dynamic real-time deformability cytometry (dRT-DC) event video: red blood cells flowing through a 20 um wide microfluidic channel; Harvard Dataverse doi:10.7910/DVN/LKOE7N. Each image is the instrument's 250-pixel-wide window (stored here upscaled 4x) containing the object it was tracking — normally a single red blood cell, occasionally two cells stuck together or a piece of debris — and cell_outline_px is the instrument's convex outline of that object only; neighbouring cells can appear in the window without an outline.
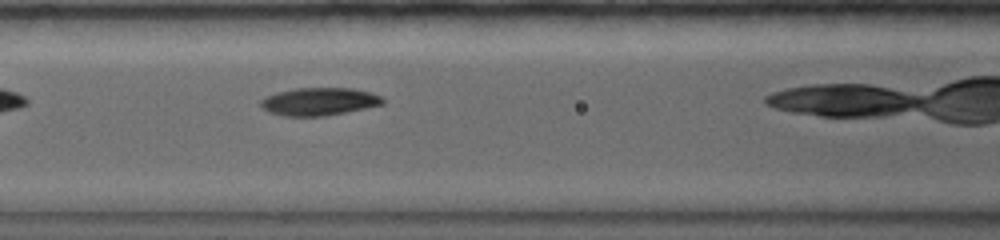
{"species": "common noctule bat (a hibernating species)", "species_latin": "Nyctalus noctula", "temperature_condition": "warm", "stored_images_in_passage": 21, "camera_frame_rate_fps": 5000, "um_per_image_px": 0.085, "animal": {"sex": "female", "body_mass_g": 19.0, "forearm_length_mm": 56.7}, "frame": {"image": 1, "passage_image": 4, "time_ms": 1.6, "image_size_px": [1000, 240], "cell_outline_px": [[384, 104], [324, 116], [284, 116], [268, 112], [260, 104], [260, 100], [264, 96], [276, 92], [296, 88], [352, 88], [372, 92], [380, 96], [384, 100]], "centroid_in_image_um": [27.1, 8.62], "position_along_channel_um": 139.5, "area_um2": 19.77}}
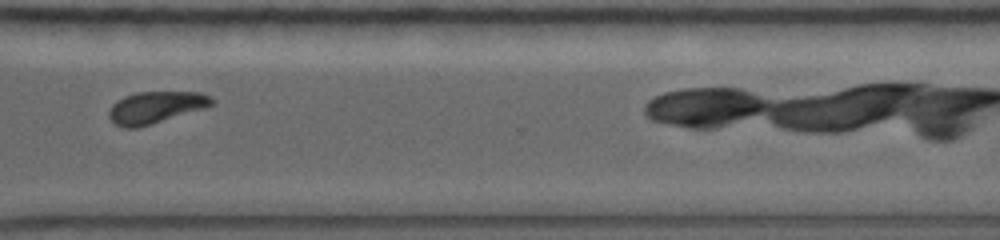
{"frame": {"image": 2, "passage_image": 15, "time_ms": 7.0, "image_size_px": [1000, 240], "cell_outline_px": [[216, 104], [204, 108], [136, 128], [124, 128], [116, 124], [108, 116], [108, 112], [112, 104], [116, 100], [124, 96], [136, 92], [200, 92], [212, 96], [216, 100]], "centroid_in_image_um": [13.25, 9.1], "position_along_channel_um": 357.4, "area_um2": 19.07}}